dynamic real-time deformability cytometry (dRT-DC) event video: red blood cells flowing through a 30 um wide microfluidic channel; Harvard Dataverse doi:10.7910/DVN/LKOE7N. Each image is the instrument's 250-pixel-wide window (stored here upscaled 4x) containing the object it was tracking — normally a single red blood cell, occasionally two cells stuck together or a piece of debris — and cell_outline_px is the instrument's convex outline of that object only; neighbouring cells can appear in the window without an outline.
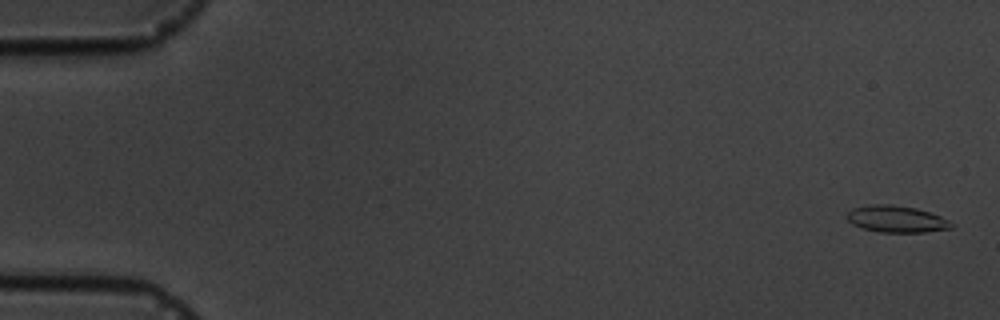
{"species": "common noctule bat (a hibernating species)", "species_latin": "Nyctalus noctula", "temperature_condition": "cold", "stored_images_in_passage": 5, "camera_frame_rate_fps": 3000, "um_per_image_px": 0.085, "animal": {"sex": "male", "body_mass_g": 19.5, "forearm_length_mm": 54.6}, "frame": {"image": 1, "passage_image": 1, "time_ms": 0.0, "image_size_px": [1000, 320], "cell_outline_px": [[956, 224], [952, 228], [924, 232], [880, 232], [860, 228], [852, 224], [844, 216], [852, 208], [868, 204], [892, 204], [916, 208], [940, 216]], "centroid_in_image_um": [76.16, 18.61], "position_along_channel_um": 8.8, "area_um2": 16.47}}
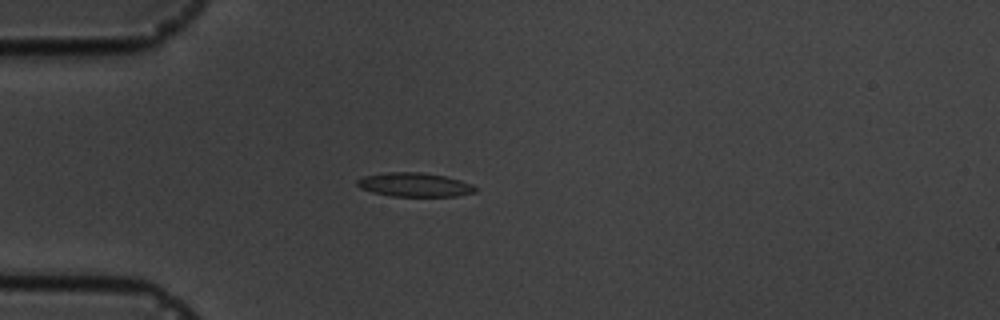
{"frame": {"image": 2, "passage_image": 5, "time_ms": 4.667, "image_size_px": [1000, 320], "cell_outline_px": [[476, 192], [456, 196], [392, 196], [372, 192], [360, 188], [356, 184], [356, 180], [364, 176], [388, 172], [420, 172], [444, 176], [460, 180], [472, 184], [476, 188]], "centroid_in_image_um": [35.22, 15.7], "position_along_channel_um": 49.8, "area_um2": 16.42}}